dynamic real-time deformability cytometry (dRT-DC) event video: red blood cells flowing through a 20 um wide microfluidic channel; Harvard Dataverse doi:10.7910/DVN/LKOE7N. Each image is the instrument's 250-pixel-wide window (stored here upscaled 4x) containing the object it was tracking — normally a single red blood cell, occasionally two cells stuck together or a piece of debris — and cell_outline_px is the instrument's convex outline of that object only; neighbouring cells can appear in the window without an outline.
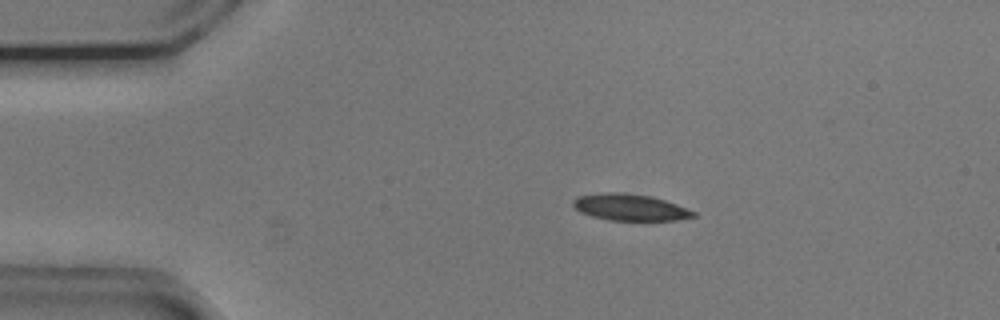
{"species": "common noctule bat (a hibernating species)", "species_latin": "Nyctalus noctula", "temperature_condition": "cold", "stored_images_in_passage": 50, "camera_frame_rate_fps": 3000, "um_per_image_px": 0.085, "animal": {"sex": "male", "body_mass_g": 20.5, "forearm_length_mm": 52.5}, "frame": {"image": 1, "passage_image": 6, "time_ms": 1.667, "image_size_px": [1000, 320], "cell_outline_px": [[696, 216], [676, 220], [608, 220], [592, 216], [580, 212], [572, 204], [572, 200], [576, 196], [604, 192], [620, 192], [652, 196], [676, 204], [696, 212]], "centroid_in_image_um": [53.52, 17.61], "position_along_channel_um": 31.5, "area_um2": 18.61}}
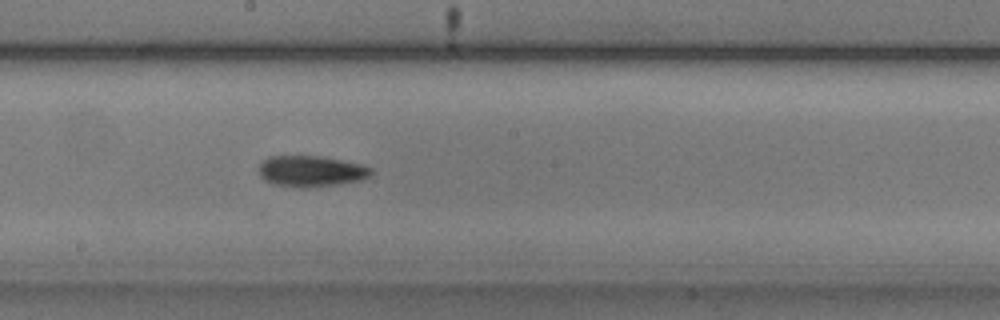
{"frame": {"image": 2, "passage_image": 25, "time_ms": 8.0, "image_size_px": [1000, 320], "cell_outline_px": [[372, 172], [364, 180], [316, 188], [292, 188], [272, 184], [264, 180], [260, 176], [260, 164], [268, 156], [320, 156], [364, 164], [372, 168]], "centroid_in_image_um": [26.46, 14.58], "position_along_channel_um": 221.7, "area_um2": 20.81}}
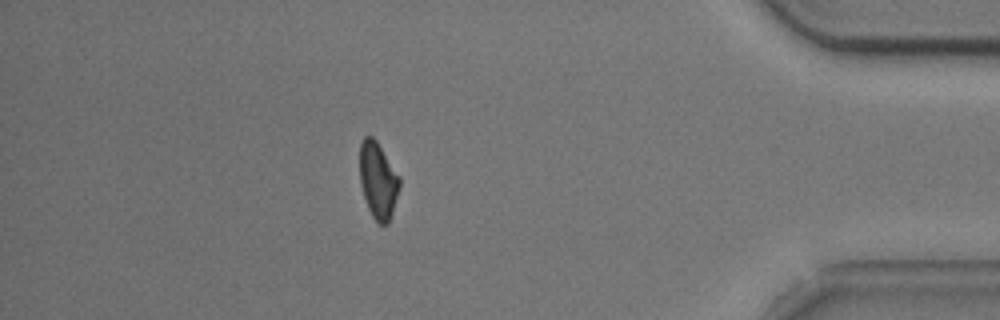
{"frame": {"image": 3, "passage_image": 43, "time_ms": 14.0, "image_size_px": [1000, 320], "cell_outline_px": [[400, 188], [388, 224], [376, 224], [368, 208], [360, 184], [360, 144], [364, 136], [372, 136], [376, 140], [400, 176]], "centroid_in_image_um": [32.14, 15.34], "position_along_channel_um": 403.1, "area_um2": 17.8}, "authors_computed_cell_mechanics": {"area_um2": 18.9584, "velocity_mm_per_s": 3.7353, "shape_relaxation_time_tau1_ms": 5.0072, "shape_relaxation_time_tau2_ms": null, "deformation_change_tau1": 0.1087, "deformation_change_tau2": null}}